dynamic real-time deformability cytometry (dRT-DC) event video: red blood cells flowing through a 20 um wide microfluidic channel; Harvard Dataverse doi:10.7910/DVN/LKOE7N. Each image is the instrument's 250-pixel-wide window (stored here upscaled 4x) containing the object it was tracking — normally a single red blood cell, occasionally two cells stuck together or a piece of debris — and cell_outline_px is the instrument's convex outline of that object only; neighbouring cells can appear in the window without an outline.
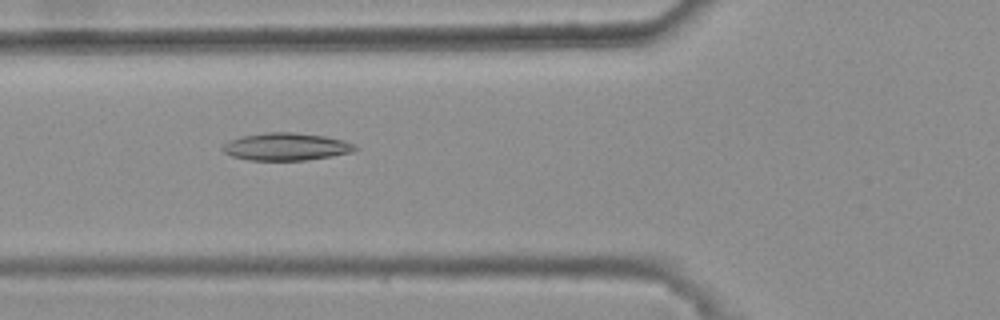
{"species": "common noctule bat (a hibernating species)", "species_latin": "Nyctalus noctula", "temperature_condition": "warm", "stored_images_in_passage": 47, "camera_frame_rate_fps": 3000, "um_per_image_px": 0.085, "animal": {"sex": "female", "body_mass_g": 25.1}, "frame": {"image": 1, "passage_image": 19, "time_ms": 6.0, "image_size_px": [1000, 320], "cell_outline_px": [[360, 148], [352, 152], [332, 156], [304, 160], [248, 160], [232, 156], [224, 152], [220, 148], [228, 140], [244, 136], [264, 132], [292, 132], [324, 136], [344, 140], [356, 144]], "centroid_in_image_um": [24.34, 12.46], "position_along_channel_um": 101.5, "area_um2": 21.33}}
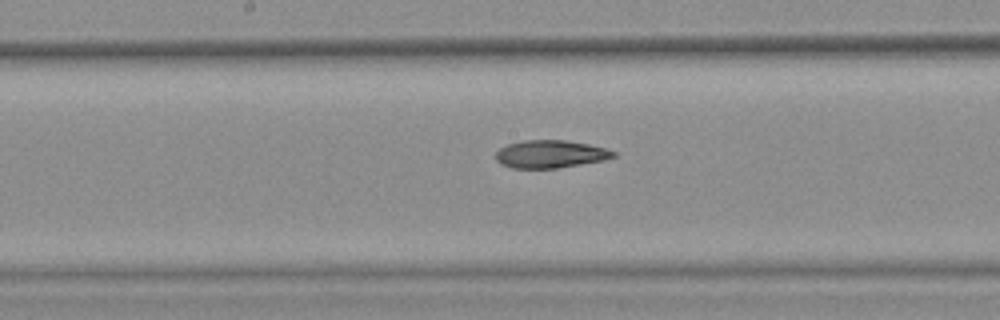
{"frame": {"image": 2, "passage_image": 27, "time_ms": 8.667, "image_size_px": [1000, 320], "cell_outline_px": [[616, 156], [604, 160], [556, 168], [512, 168], [500, 164], [496, 160], [496, 152], [500, 148], [508, 144], [524, 140], [564, 140], [588, 144], [604, 148], [616, 152]], "centroid_in_image_um": [46.76, 13.1], "position_along_channel_um": 201.4, "area_um2": 18.9}}
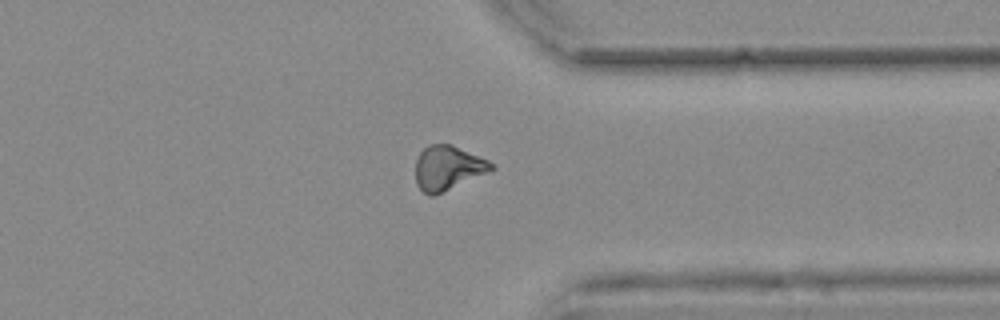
{"frame": {"image": 3, "passage_image": 41, "time_ms": 13.333, "image_size_px": [1000, 320], "cell_outline_px": [[496, 168], [432, 196], [428, 196], [416, 184], [416, 160], [420, 152], [428, 144], [452, 144], [488, 160], [496, 164]], "centroid_in_image_um": [38.06, 14.25], "position_along_channel_um": 373.3, "area_um2": 19.36}, "authors_computed_cell_mechanics": {"area_um2": 19.7098, "velocity_mm_per_s": 3.7438, "shape_relaxation_time_tau1_ms": null, "shape_relaxation_time_tau2_ms": 5.8901, "deformation_change_tau1": null, "deformation_change_tau2": 0.1349}}